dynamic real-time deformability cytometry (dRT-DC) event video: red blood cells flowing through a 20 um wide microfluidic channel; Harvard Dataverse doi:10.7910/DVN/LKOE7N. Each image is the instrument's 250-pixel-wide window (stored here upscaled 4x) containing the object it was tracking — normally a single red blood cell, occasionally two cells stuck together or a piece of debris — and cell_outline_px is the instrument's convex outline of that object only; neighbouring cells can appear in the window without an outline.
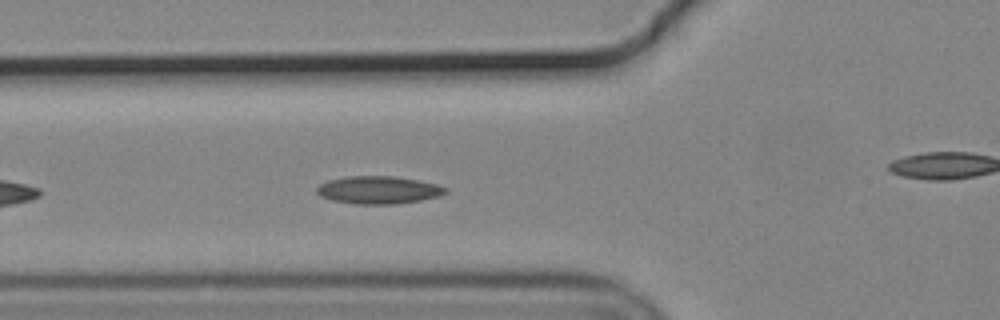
{"species": "common noctule bat (a hibernating species)", "species_latin": "Nyctalus noctula", "temperature_condition": "cold", "stored_images_in_passage": 43, "camera_frame_rate_fps": 3000, "um_per_image_px": 0.085, "animal": {"sex": "male", "body_mass_g": 19.2, "forearm_length_mm": 51.8}, "frame": {"image": 1, "passage_image": 7, "time_ms": 2.0, "image_size_px": [1000, 320], "cell_outline_px": [[448, 192], [436, 196], [420, 200], [396, 204], [356, 204], [332, 200], [320, 196], [316, 192], [316, 188], [320, 184], [328, 180], [348, 176], [396, 176], [420, 180], [436, 184], [448, 188]], "centroid_in_image_um": [32.16, 16.14], "position_along_channel_um": 93.6, "area_um2": 20.81}}
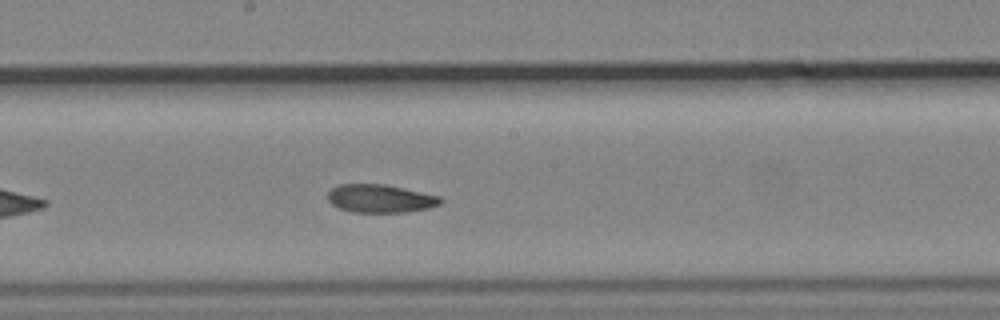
{"frame": {"image": 2, "passage_image": 17, "time_ms": 5.333, "image_size_px": [1000, 320], "cell_outline_px": [[444, 200], [440, 204], [428, 208], [404, 212], [352, 212], [340, 208], [332, 204], [328, 200], [328, 192], [332, 188], [340, 184], [384, 184], [440, 196]], "centroid_in_image_um": [32.32, 16.87], "position_along_channel_um": 215.9, "area_um2": 18.38}}
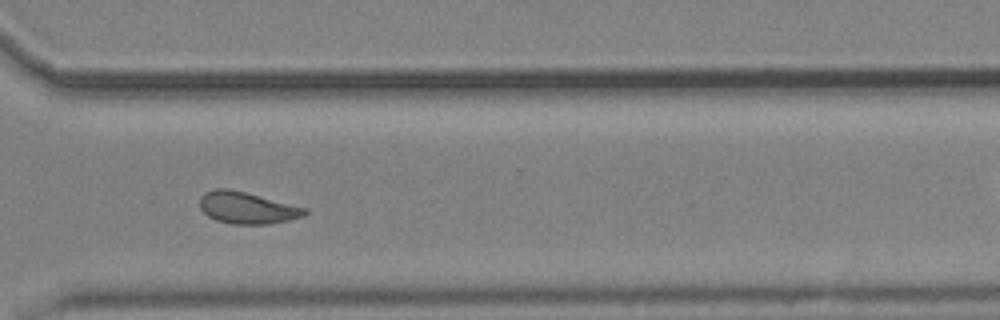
{"frame": {"image": 3, "passage_image": 28, "time_ms": 9.0, "image_size_px": [1000, 320], "cell_outline_px": [[308, 212], [304, 216], [288, 220], [268, 224], [232, 224], [216, 220], [208, 216], [200, 208], [200, 196], [204, 192], [216, 188], [228, 188], [308, 208]], "centroid_in_image_um": [20.99, 17.66], "position_along_channel_um": 349.6, "area_um2": 19.42}, "authors_computed_cell_mechanics": {"area_um2": 19.363, "velocity_mm_per_s": 3.6506, "shape_relaxation_time_tau1_ms": null, "shape_relaxation_time_tau2_ms": 4.1245, "deformation_change_tau1": null, "deformation_change_tau2": 0.1003}}